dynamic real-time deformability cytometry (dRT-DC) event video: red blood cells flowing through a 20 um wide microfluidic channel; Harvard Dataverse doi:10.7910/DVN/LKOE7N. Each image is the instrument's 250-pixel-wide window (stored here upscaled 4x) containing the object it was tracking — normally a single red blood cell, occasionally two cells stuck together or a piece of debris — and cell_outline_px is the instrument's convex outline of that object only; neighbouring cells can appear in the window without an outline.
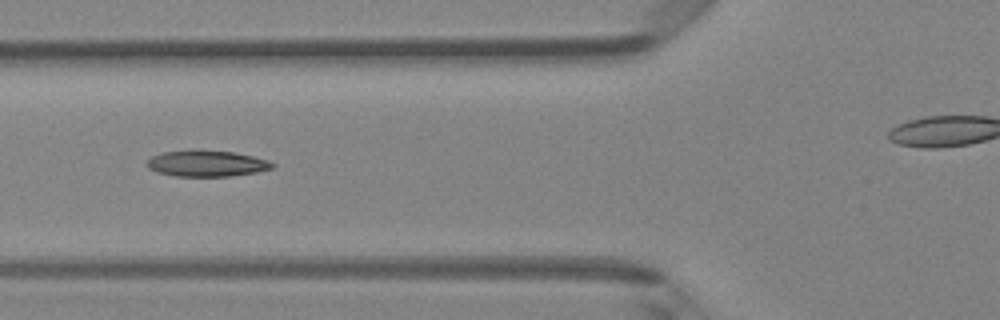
{"species": "Egyptian fruit bat (a non-hibernating species)", "species_latin": "Rousettus aegyptiacus", "temperature_condition": "room temperature", "stored_images_in_passage": 5, "camera_frame_rate_fps": 3000, "um_per_image_px": 0.085, "animal": {"sex": "female"}, "frame": {"image": 1, "passage_image": 5, "time_ms": 1.333, "image_size_px": [1000, 320], "cell_outline_px": [[276, 164], [272, 168], [256, 172], [232, 176], [176, 176], [156, 172], [148, 168], [144, 164], [152, 156], [160, 152], [192, 148], [232, 152], [252, 156], [268, 160]], "centroid_in_image_um": [17.5, 13.87], "position_along_channel_um": 108.3, "area_um2": 19.54}}